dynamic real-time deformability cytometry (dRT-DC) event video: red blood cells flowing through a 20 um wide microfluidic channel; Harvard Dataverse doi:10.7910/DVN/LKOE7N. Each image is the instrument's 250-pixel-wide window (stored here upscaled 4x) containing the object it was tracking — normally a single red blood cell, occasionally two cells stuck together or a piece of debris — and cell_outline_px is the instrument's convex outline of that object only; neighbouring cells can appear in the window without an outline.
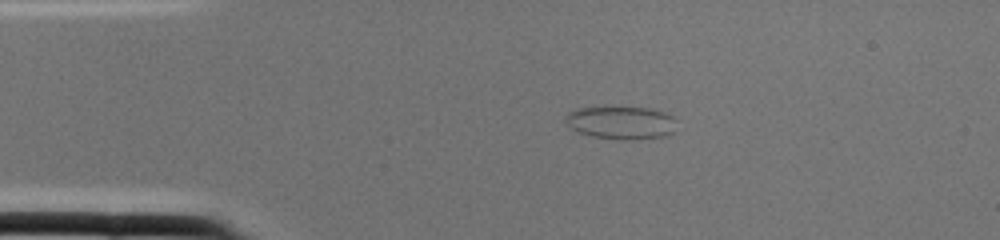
{"species": "common noctule bat (a hibernating species)", "species_latin": "Nyctalus noctula", "temperature_condition": "cold", "stored_images_in_passage": 1, "camera_frame_rate_fps": 3000, "um_per_image_px": 0.085, "animal": {"sex": "female", "body_mass_g": 22.0, "forearm_length_mm": 56.7}, "frame": {"image": 1, "passage_image": 1, "time_ms": 0.0, "image_size_px": [1000, 240], "cell_outline_px": [[676, 120], [672, 132], [664, 136], [632, 140], [624, 140], [592, 136], [580, 132], [572, 128], [564, 120], [564, 116], [568, 112], [576, 108], [604, 104], [652, 108], [664, 112], [672, 116]], "centroid_in_image_um": [52.74, 10.36], "position_along_channel_um": 32.3, "area_um2": 22.2}}